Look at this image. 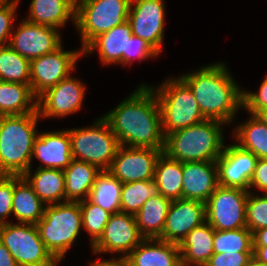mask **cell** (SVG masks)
I'll list each match as a JSON object with an SVG mask.
<instances>
[{
  "instance_id": "23",
  "label": "cell",
  "mask_w": 267,
  "mask_h": 266,
  "mask_svg": "<svg viewBox=\"0 0 267 266\" xmlns=\"http://www.w3.org/2000/svg\"><path fill=\"white\" fill-rule=\"evenodd\" d=\"M215 230L207 222L195 227L179 244L182 266H204L214 254Z\"/></svg>"
},
{
  "instance_id": "19",
  "label": "cell",
  "mask_w": 267,
  "mask_h": 266,
  "mask_svg": "<svg viewBox=\"0 0 267 266\" xmlns=\"http://www.w3.org/2000/svg\"><path fill=\"white\" fill-rule=\"evenodd\" d=\"M31 157L42 162L37 168L66 169L73 160L69 131L38 133Z\"/></svg>"
},
{
  "instance_id": "13",
  "label": "cell",
  "mask_w": 267,
  "mask_h": 266,
  "mask_svg": "<svg viewBox=\"0 0 267 266\" xmlns=\"http://www.w3.org/2000/svg\"><path fill=\"white\" fill-rule=\"evenodd\" d=\"M144 238L140 235L135 215L111 214L103 234L91 246L93 253H123L126 257Z\"/></svg>"
},
{
  "instance_id": "12",
  "label": "cell",
  "mask_w": 267,
  "mask_h": 266,
  "mask_svg": "<svg viewBox=\"0 0 267 266\" xmlns=\"http://www.w3.org/2000/svg\"><path fill=\"white\" fill-rule=\"evenodd\" d=\"M163 150L120 145L108 171L121 183L153 180Z\"/></svg>"
},
{
  "instance_id": "7",
  "label": "cell",
  "mask_w": 267,
  "mask_h": 266,
  "mask_svg": "<svg viewBox=\"0 0 267 266\" xmlns=\"http://www.w3.org/2000/svg\"><path fill=\"white\" fill-rule=\"evenodd\" d=\"M72 158L108 170L120 146L117 136L101 117L93 126L68 129Z\"/></svg>"
},
{
  "instance_id": "25",
  "label": "cell",
  "mask_w": 267,
  "mask_h": 266,
  "mask_svg": "<svg viewBox=\"0 0 267 266\" xmlns=\"http://www.w3.org/2000/svg\"><path fill=\"white\" fill-rule=\"evenodd\" d=\"M46 205L34 193L23 176L14 175L12 214L18 223L37 224L44 215Z\"/></svg>"
},
{
  "instance_id": "35",
  "label": "cell",
  "mask_w": 267,
  "mask_h": 266,
  "mask_svg": "<svg viewBox=\"0 0 267 266\" xmlns=\"http://www.w3.org/2000/svg\"><path fill=\"white\" fill-rule=\"evenodd\" d=\"M214 254L217 253H253L252 232L247 228L235 230H215Z\"/></svg>"
},
{
  "instance_id": "10",
  "label": "cell",
  "mask_w": 267,
  "mask_h": 266,
  "mask_svg": "<svg viewBox=\"0 0 267 266\" xmlns=\"http://www.w3.org/2000/svg\"><path fill=\"white\" fill-rule=\"evenodd\" d=\"M249 191L218 185L205 203L206 221L214 230L246 227V202Z\"/></svg>"
},
{
  "instance_id": "42",
  "label": "cell",
  "mask_w": 267,
  "mask_h": 266,
  "mask_svg": "<svg viewBox=\"0 0 267 266\" xmlns=\"http://www.w3.org/2000/svg\"><path fill=\"white\" fill-rule=\"evenodd\" d=\"M253 253L213 254L204 266H246Z\"/></svg>"
},
{
  "instance_id": "17",
  "label": "cell",
  "mask_w": 267,
  "mask_h": 266,
  "mask_svg": "<svg viewBox=\"0 0 267 266\" xmlns=\"http://www.w3.org/2000/svg\"><path fill=\"white\" fill-rule=\"evenodd\" d=\"M257 157L238 144L224 146L216 160L218 185L249 190L250 180L255 171Z\"/></svg>"
},
{
  "instance_id": "33",
  "label": "cell",
  "mask_w": 267,
  "mask_h": 266,
  "mask_svg": "<svg viewBox=\"0 0 267 266\" xmlns=\"http://www.w3.org/2000/svg\"><path fill=\"white\" fill-rule=\"evenodd\" d=\"M0 81L30 85V60L9 45L0 47Z\"/></svg>"
},
{
  "instance_id": "4",
  "label": "cell",
  "mask_w": 267,
  "mask_h": 266,
  "mask_svg": "<svg viewBox=\"0 0 267 266\" xmlns=\"http://www.w3.org/2000/svg\"><path fill=\"white\" fill-rule=\"evenodd\" d=\"M224 122L205 121L165 136L163 153L173 160L185 162L216 161L223 152Z\"/></svg>"
},
{
  "instance_id": "44",
  "label": "cell",
  "mask_w": 267,
  "mask_h": 266,
  "mask_svg": "<svg viewBox=\"0 0 267 266\" xmlns=\"http://www.w3.org/2000/svg\"><path fill=\"white\" fill-rule=\"evenodd\" d=\"M90 266H130L126 257L113 258L111 260L92 261Z\"/></svg>"
},
{
  "instance_id": "43",
  "label": "cell",
  "mask_w": 267,
  "mask_h": 266,
  "mask_svg": "<svg viewBox=\"0 0 267 266\" xmlns=\"http://www.w3.org/2000/svg\"><path fill=\"white\" fill-rule=\"evenodd\" d=\"M255 187L263 192V194H267V159L258 158L255 171L250 180L249 189Z\"/></svg>"
},
{
  "instance_id": "36",
  "label": "cell",
  "mask_w": 267,
  "mask_h": 266,
  "mask_svg": "<svg viewBox=\"0 0 267 266\" xmlns=\"http://www.w3.org/2000/svg\"><path fill=\"white\" fill-rule=\"evenodd\" d=\"M79 204L82 217V228L90 234L92 246L103 234L111 213L92 203L88 198L79 201Z\"/></svg>"
},
{
  "instance_id": "46",
  "label": "cell",
  "mask_w": 267,
  "mask_h": 266,
  "mask_svg": "<svg viewBox=\"0 0 267 266\" xmlns=\"http://www.w3.org/2000/svg\"><path fill=\"white\" fill-rule=\"evenodd\" d=\"M253 247H267V228H261L252 234Z\"/></svg>"
},
{
  "instance_id": "29",
  "label": "cell",
  "mask_w": 267,
  "mask_h": 266,
  "mask_svg": "<svg viewBox=\"0 0 267 266\" xmlns=\"http://www.w3.org/2000/svg\"><path fill=\"white\" fill-rule=\"evenodd\" d=\"M36 111L37 97L33 94L30 85L0 81V114L2 116L23 115Z\"/></svg>"
},
{
  "instance_id": "21",
  "label": "cell",
  "mask_w": 267,
  "mask_h": 266,
  "mask_svg": "<svg viewBox=\"0 0 267 266\" xmlns=\"http://www.w3.org/2000/svg\"><path fill=\"white\" fill-rule=\"evenodd\" d=\"M132 27L128 20L113 27L110 31L99 34L84 49L83 55L98 50L102 64L127 65V46L132 37Z\"/></svg>"
},
{
  "instance_id": "41",
  "label": "cell",
  "mask_w": 267,
  "mask_h": 266,
  "mask_svg": "<svg viewBox=\"0 0 267 266\" xmlns=\"http://www.w3.org/2000/svg\"><path fill=\"white\" fill-rule=\"evenodd\" d=\"M249 114L255 115L259 110L267 108V77L262 81L256 93L243 91V107Z\"/></svg>"
},
{
  "instance_id": "28",
  "label": "cell",
  "mask_w": 267,
  "mask_h": 266,
  "mask_svg": "<svg viewBox=\"0 0 267 266\" xmlns=\"http://www.w3.org/2000/svg\"><path fill=\"white\" fill-rule=\"evenodd\" d=\"M172 200L161 194L149 198L135 215L140 235L144 239L159 238L163 232Z\"/></svg>"
},
{
  "instance_id": "15",
  "label": "cell",
  "mask_w": 267,
  "mask_h": 266,
  "mask_svg": "<svg viewBox=\"0 0 267 266\" xmlns=\"http://www.w3.org/2000/svg\"><path fill=\"white\" fill-rule=\"evenodd\" d=\"M164 3V0H132L128 15L133 35L146 40L159 53L164 36Z\"/></svg>"
},
{
  "instance_id": "9",
  "label": "cell",
  "mask_w": 267,
  "mask_h": 266,
  "mask_svg": "<svg viewBox=\"0 0 267 266\" xmlns=\"http://www.w3.org/2000/svg\"><path fill=\"white\" fill-rule=\"evenodd\" d=\"M0 242L19 266H57L59 263L47 250L35 224H1Z\"/></svg>"
},
{
  "instance_id": "50",
  "label": "cell",
  "mask_w": 267,
  "mask_h": 266,
  "mask_svg": "<svg viewBox=\"0 0 267 266\" xmlns=\"http://www.w3.org/2000/svg\"><path fill=\"white\" fill-rule=\"evenodd\" d=\"M69 1L76 7L78 0H69Z\"/></svg>"
},
{
  "instance_id": "8",
  "label": "cell",
  "mask_w": 267,
  "mask_h": 266,
  "mask_svg": "<svg viewBox=\"0 0 267 266\" xmlns=\"http://www.w3.org/2000/svg\"><path fill=\"white\" fill-rule=\"evenodd\" d=\"M132 0H78L75 27L82 50L99 34L128 20Z\"/></svg>"
},
{
  "instance_id": "34",
  "label": "cell",
  "mask_w": 267,
  "mask_h": 266,
  "mask_svg": "<svg viewBox=\"0 0 267 266\" xmlns=\"http://www.w3.org/2000/svg\"><path fill=\"white\" fill-rule=\"evenodd\" d=\"M160 194L154 180L122 183L121 212L136 215L151 197Z\"/></svg>"
},
{
  "instance_id": "49",
  "label": "cell",
  "mask_w": 267,
  "mask_h": 266,
  "mask_svg": "<svg viewBox=\"0 0 267 266\" xmlns=\"http://www.w3.org/2000/svg\"><path fill=\"white\" fill-rule=\"evenodd\" d=\"M246 266H267V264L260 262L257 258L252 256Z\"/></svg>"
},
{
  "instance_id": "6",
  "label": "cell",
  "mask_w": 267,
  "mask_h": 266,
  "mask_svg": "<svg viewBox=\"0 0 267 266\" xmlns=\"http://www.w3.org/2000/svg\"><path fill=\"white\" fill-rule=\"evenodd\" d=\"M161 86H150L157 95L164 136L206 120L189 86L180 78H169Z\"/></svg>"
},
{
  "instance_id": "31",
  "label": "cell",
  "mask_w": 267,
  "mask_h": 266,
  "mask_svg": "<svg viewBox=\"0 0 267 266\" xmlns=\"http://www.w3.org/2000/svg\"><path fill=\"white\" fill-rule=\"evenodd\" d=\"M122 183L108 170L96 177L88 199L111 214L121 212Z\"/></svg>"
},
{
  "instance_id": "24",
  "label": "cell",
  "mask_w": 267,
  "mask_h": 266,
  "mask_svg": "<svg viewBox=\"0 0 267 266\" xmlns=\"http://www.w3.org/2000/svg\"><path fill=\"white\" fill-rule=\"evenodd\" d=\"M23 177L44 204H57L61 200L65 202V176L62 169L37 168L32 174L30 168Z\"/></svg>"
},
{
  "instance_id": "1",
  "label": "cell",
  "mask_w": 267,
  "mask_h": 266,
  "mask_svg": "<svg viewBox=\"0 0 267 266\" xmlns=\"http://www.w3.org/2000/svg\"><path fill=\"white\" fill-rule=\"evenodd\" d=\"M103 118L127 147L164 149L161 112L157 95L148 85L141 84Z\"/></svg>"
},
{
  "instance_id": "26",
  "label": "cell",
  "mask_w": 267,
  "mask_h": 266,
  "mask_svg": "<svg viewBox=\"0 0 267 266\" xmlns=\"http://www.w3.org/2000/svg\"><path fill=\"white\" fill-rule=\"evenodd\" d=\"M63 171L65 176V202H79L89 197L96 177L102 170L96 165L73 159L71 164Z\"/></svg>"
},
{
  "instance_id": "40",
  "label": "cell",
  "mask_w": 267,
  "mask_h": 266,
  "mask_svg": "<svg viewBox=\"0 0 267 266\" xmlns=\"http://www.w3.org/2000/svg\"><path fill=\"white\" fill-rule=\"evenodd\" d=\"M160 53L151 46L146 40L132 35L128 41L127 46V65L131 63L133 59L145 60L146 58L156 57Z\"/></svg>"
},
{
  "instance_id": "22",
  "label": "cell",
  "mask_w": 267,
  "mask_h": 266,
  "mask_svg": "<svg viewBox=\"0 0 267 266\" xmlns=\"http://www.w3.org/2000/svg\"><path fill=\"white\" fill-rule=\"evenodd\" d=\"M126 258L130 266H182L179 245L158 238L143 239Z\"/></svg>"
},
{
  "instance_id": "3",
  "label": "cell",
  "mask_w": 267,
  "mask_h": 266,
  "mask_svg": "<svg viewBox=\"0 0 267 266\" xmlns=\"http://www.w3.org/2000/svg\"><path fill=\"white\" fill-rule=\"evenodd\" d=\"M38 110L23 115L1 116L0 175L23 176L32 166V150L38 135Z\"/></svg>"
},
{
  "instance_id": "11",
  "label": "cell",
  "mask_w": 267,
  "mask_h": 266,
  "mask_svg": "<svg viewBox=\"0 0 267 266\" xmlns=\"http://www.w3.org/2000/svg\"><path fill=\"white\" fill-rule=\"evenodd\" d=\"M83 50L65 51L61 45L55 51L30 60V86L38 98L75 70L76 61Z\"/></svg>"
},
{
  "instance_id": "27",
  "label": "cell",
  "mask_w": 267,
  "mask_h": 266,
  "mask_svg": "<svg viewBox=\"0 0 267 266\" xmlns=\"http://www.w3.org/2000/svg\"><path fill=\"white\" fill-rule=\"evenodd\" d=\"M76 7L69 0H32L27 21L61 28L70 19L75 25Z\"/></svg>"
},
{
  "instance_id": "39",
  "label": "cell",
  "mask_w": 267,
  "mask_h": 266,
  "mask_svg": "<svg viewBox=\"0 0 267 266\" xmlns=\"http://www.w3.org/2000/svg\"><path fill=\"white\" fill-rule=\"evenodd\" d=\"M14 175H0V225L12 214Z\"/></svg>"
},
{
  "instance_id": "2",
  "label": "cell",
  "mask_w": 267,
  "mask_h": 266,
  "mask_svg": "<svg viewBox=\"0 0 267 266\" xmlns=\"http://www.w3.org/2000/svg\"><path fill=\"white\" fill-rule=\"evenodd\" d=\"M225 65L219 62L202 66L198 71L179 77L189 86L206 119L230 125L243 107V90Z\"/></svg>"
},
{
  "instance_id": "45",
  "label": "cell",
  "mask_w": 267,
  "mask_h": 266,
  "mask_svg": "<svg viewBox=\"0 0 267 266\" xmlns=\"http://www.w3.org/2000/svg\"><path fill=\"white\" fill-rule=\"evenodd\" d=\"M0 266H19L10 251L0 242Z\"/></svg>"
},
{
  "instance_id": "48",
  "label": "cell",
  "mask_w": 267,
  "mask_h": 266,
  "mask_svg": "<svg viewBox=\"0 0 267 266\" xmlns=\"http://www.w3.org/2000/svg\"><path fill=\"white\" fill-rule=\"evenodd\" d=\"M255 116L267 126V108L259 110Z\"/></svg>"
},
{
  "instance_id": "30",
  "label": "cell",
  "mask_w": 267,
  "mask_h": 266,
  "mask_svg": "<svg viewBox=\"0 0 267 266\" xmlns=\"http://www.w3.org/2000/svg\"><path fill=\"white\" fill-rule=\"evenodd\" d=\"M153 180L161 195L170 200L181 199L183 163L162 153L157 160Z\"/></svg>"
},
{
  "instance_id": "14",
  "label": "cell",
  "mask_w": 267,
  "mask_h": 266,
  "mask_svg": "<svg viewBox=\"0 0 267 266\" xmlns=\"http://www.w3.org/2000/svg\"><path fill=\"white\" fill-rule=\"evenodd\" d=\"M85 88L84 83L71 75L61 80L37 98L39 116L62 118L77 113L83 104Z\"/></svg>"
},
{
  "instance_id": "16",
  "label": "cell",
  "mask_w": 267,
  "mask_h": 266,
  "mask_svg": "<svg viewBox=\"0 0 267 266\" xmlns=\"http://www.w3.org/2000/svg\"><path fill=\"white\" fill-rule=\"evenodd\" d=\"M12 34L9 46L24 58L32 60L59 48L61 36L59 29L32 23L23 19Z\"/></svg>"
},
{
  "instance_id": "18",
  "label": "cell",
  "mask_w": 267,
  "mask_h": 266,
  "mask_svg": "<svg viewBox=\"0 0 267 266\" xmlns=\"http://www.w3.org/2000/svg\"><path fill=\"white\" fill-rule=\"evenodd\" d=\"M205 221V203L184 198L172 200L158 239L179 245L189 232Z\"/></svg>"
},
{
  "instance_id": "47",
  "label": "cell",
  "mask_w": 267,
  "mask_h": 266,
  "mask_svg": "<svg viewBox=\"0 0 267 266\" xmlns=\"http://www.w3.org/2000/svg\"><path fill=\"white\" fill-rule=\"evenodd\" d=\"M253 256L267 264V247H253Z\"/></svg>"
},
{
  "instance_id": "38",
  "label": "cell",
  "mask_w": 267,
  "mask_h": 266,
  "mask_svg": "<svg viewBox=\"0 0 267 266\" xmlns=\"http://www.w3.org/2000/svg\"><path fill=\"white\" fill-rule=\"evenodd\" d=\"M19 0H0V47L9 45Z\"/></svg>"
},
{
  "instance_id": "32",
  "label": "cell",
  "mask_w": 267,
  "mask_h": 266,
  "mask_svg": "<svg viewBox=\"0 0 267 266\" xmlns=\"http://www.w3.org/2000/svg\"><path fill=\"white\" fill-rule=\"evenodd\" d=\"M234 137L241 148L252 152L257 158L267 159V126L255 115L234 130Z\"/></svg>"
},
{
  "instance_id": "5",
  "label": "cell",
  "mask_w": 267,
  "mask_h": 266,
  "mask_svg": "<svg viewBox=\"0 0 267 266\" xmlns=\"http://www.w3.org/2000/svg\"><path fill=\"white\" fill-rule=\"evenodd\" d=\"M36 227L47 250L60 262L83 227L79 202L46 205Z\"/></svg>"
},
{
  "instance_id": "20",
  "label": "cell",
  "mask_w": 267,
  "mask_h": 266,
  "mask_svg": "<svg viewBox=\"0 0 267 266\" xmlns=\"http://www.w3.org/2000/svg\"><path fill=\"white\" fill-rule=\"evenodd\" d=\"M217 186L216 161L183 163L182 198L206 203Z\"/></svg>"
},
{
  "instance_id": "37",
  "label": "cell",
  "mask_w": 267,
  "mask_h": 266,
  "mask_svg": "<svg viewBox=\"0 0 267 266\" xmlns=\"http://www.w3.org/2000/svg\"><path fill=\"white\" fill-rule=\"evenodd\" d=\"M246 227L252 234L261 229L267 228V194L254 195L251 190L246 202Z\"/></svg>"
}]
</instances>
